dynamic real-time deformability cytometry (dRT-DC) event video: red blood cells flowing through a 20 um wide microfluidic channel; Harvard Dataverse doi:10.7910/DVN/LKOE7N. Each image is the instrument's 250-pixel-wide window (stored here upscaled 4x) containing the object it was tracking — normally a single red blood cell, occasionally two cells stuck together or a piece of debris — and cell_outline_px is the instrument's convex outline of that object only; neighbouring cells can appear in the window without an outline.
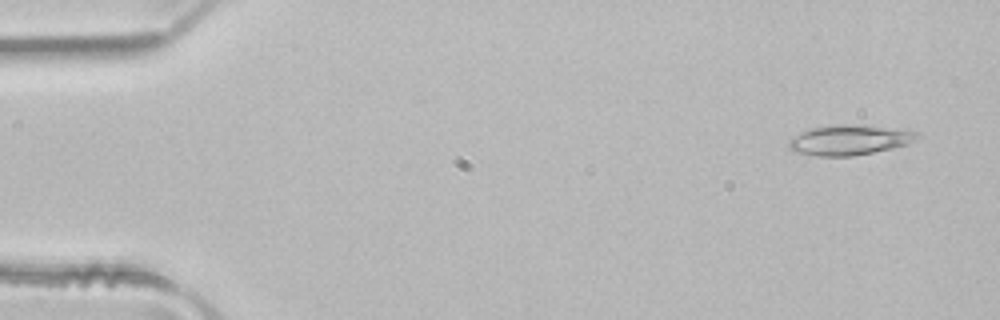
{"species": "common noctule bat (a hibernating species)", "species_latin": "Nyctalus noctula", "temperature_condition": "room temperature", "stored_images_in_passage": 5, "camera_frame_rate_fps": 3000, "um_per_image_px": 0.085, "animal": {"sex": "male", "body_mass_g": 21.5, "forearm_length_mm": 52.0}, "frame": {"image": 1, "passage_image": 5, "time_ms": 1.333, "image_size_px": [1000, 320], "cell_outline_px": [[920, 136], [916, 140], [908, 144], [892, 148], [852, 156], [820, 156], [796, 152], [788, 148], [788, 140], [792, 136], [800, 132], [812, 128], [840, 124], [868, 124], [920, 132]], "centroid_in_image_um": [72.22, 11.88], "position_along_channel_um": 12.8, "area_um2": 22.77}}